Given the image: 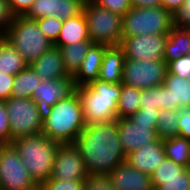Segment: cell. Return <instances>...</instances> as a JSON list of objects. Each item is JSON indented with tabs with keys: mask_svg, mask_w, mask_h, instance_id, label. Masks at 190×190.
Listing matches in <instances>:
<instances>
[{
	"mask_svg": "<svg viewBox=\"0 0 190 190\" xmlns=\"http://www.w3.org/2000/svg\"><path fill=\"white\" fill-rule=\"evenodd\" d=\"M99 6L110 12L124 16L132 8L131 0H93Z\"/></svg>",
	"mask_w": 190,
	"mask_h": 190,
	"instance_id": "38",
	"label": "cell"
},
{
	"mask_svg": "<svg viewBox=\"0 0 190 190\" xmlns=\"http://www.w3.org/2000/svg\"><path fill=\"white\" fill-rule=\"evenodd\" d=\"M87 177L88 173L77 147L73 143L60 144L50 178L84 181Z\"/></svg>",
	"mask_w": 190,
	"mask_h": 190,
	"instance_id": "12",
	"label": "cell"
},
{
	"mask_svg": "<svg viewBox=\"0 0 190 190\" xmlns=\"http://www.w3.org/2000/svg\"><path fill=\"white\" fill-rule=\"evenodd\" d=\"M108 175L115 190H154L151 176L135 169L127 161Z\"/></svg>",
	"mask_w": 190,
	"mask_h": 190,
	"instance_id": "17",
	"label": "cell"
},
{
	"mask_svg": "<svg viewBox=\"0 0 190 190\" xmlns=\"http://www.w3.org/2000/svg\"><path fill=\"white\" fill-rule=\"evenodd\" d=\"M190 45V44H189ZM188 55L190 56V46H189V49H188Z\"/></svg>",
	"mask_w": 190,
	"mask_h": 190,
	"instance_id": "48",
	"label": "cell"
},
{
	"mask_svg": "<svg viewBox=\"0 0 190 190\" xmlns=\"http://www.w3.org/2000/svg\"><path fill=\"white\" fill-rule=\"evenodd\" d=\"M178 136L190 140V106H180L177 108Z\"/></svg>",
	"mask_w": 190,
	"mask_h": 190,
	"instance_id": "39",
	"label": "cell"
},
{
	"mask_svg": "<svg viewBox=\"0 0 190 190\" xmlns=\"http://www.w3.org/2000/svg\"><path fill=\"white\" fill-rule=\"evenodd\" d=\"M30 67L42 80H61L70 77L64 68L61 50L56 46L42 54Z\"/></svg>",
	"mask_w": 190,
	"mask_h": 190,
	"instance_id": "20",
	"label": "cell"
},
{
	"mask_svg": "<svg viewBox=\"0 0 190 190\" xmlns=\"http://www.w3.org/2000/svg\"><path fill=\"white\" fill-rule=\"evenodd\" d=\"M15 17L8 0H0V36L6 33Z\"/></svg>",
	"mask_w": 190,
	"mask_h": 190,
	"instance_id": "41",
	"label": "cell"
},
{
	"mask_svg": "<svg viewBox=\"0 0 190 190\" xmlns=\"http://www.w3.org/2000/svg\"><path fill=\"white\" fill-rule=\"evenodd\" d=\"M164 153L174 163L190 168V140L175 136L162 140Z\"/></svg>",
	"mask_w": 190,
	"mask_h": 190,
	"instance_id": "26",
	"label": "cell"
},
{
	"mask_svg": "<svg viewBox=\"0 0 190 190\" xmlns=\"http://www.w3.org/2000/svg\"><path fill=\"white\" fill-rule=\"evenodd\" d=\"M184 0H161V6L171 15L183 4Z\"/></svg>",
	"mask_w": 190,
	"mask_h": 190,
	"instance_id": "46",
	"label": "cell"
},
{
	"mask_svg": "<svg viewBox=\"0 0 190 190\" xmlns=\"http://www.w3.org/2000/svg\"><path fill=\"white\" fill-rule=\"evenodd\" d=\"M168 34H142L122 37L120 46L128 59L146 61L163 59Z\"/></svg>",
	"mask_w": 190,
	"mask_h": 190,
	"instance_id": "11",
	"label": "cell"
},
{
	"mask_svg": "<svg viewBox=\"0 0 190 190\" xmlns=\"http://www.w3.org/2000/svg\"><path fill=\"white\" fill-rule=\"evenodd\" d=\"M124 50L120 45L105 49L98 80L107 83H122L125 61Z\"/></svg>",
	"mask_w": 190,
	"mask_h": 190,
	"instance_id": "21",
	"label": "cell"
},
{
	"mask_svg": "<svg viewBox=\"0 0 190 190\" xmlns=\"http://www.w3.org/2000/svg\"><path fill=\"white\" fill-rule=\"evenodd\" d=\"M75 89L81 99L86 125L106 123L117 119L116 111L121 93V83L95 80Z\"/></svg>",
	"mask_w": 190,
	"mask_h": 190,
	"instance_id": "4",
	"label": "cell"
},
{
	"mask_svg": "<svg viewBox=\"0 0 190 190\" xmlns=\"http://www.w3.org/2000/svg\"><path fill=\"white\" fill-rule=\"evenodd\" d=\"M85 0H35L24 17L37 20L55 17L66 21L83 11Z\"/></svg>",
	"mask_w": 190,
	"mask_h": 190,
	"instance_id": "14",
	"label": "cell"
},
{
	"mask_svg": "<svg viewBox=\"0 0 190 190\" xmlns=\"http://www.w3.org/2000/svg\"><path fill=\"white\" fill-rule=\"evenodd\" d=\"M4 103L9 118L11 142L19 137L42 133L43 120L40 118L34 100L11 96Z\"/></svg>",
	"mask_w": 190,
	"mask_h": 190,
	"instance_id": "8",
	"label": "cell"
},
{
	"mask_svg": "<svg viewBox=\"0 0 190 190\" xmlns=\"http://www.w3.org/2000/svg\"><path fill=\"white\" fill-rule=\"evenodd\" d=\"M165 158L162 140L158 138L131 152L126 156V161L135 169L151 176Z\"/></svg>",
	"mask_w": 190,
	"mask_h": 190,
	"instance_id": "18",
	"label": "cell"
},
{
	"mask_svg": "<svg viewBox=\"0 0 190 190\" xmlns=\"http://www.w3.org/2000/svg\"><path fill=\"white\" fill-rule=\"evenodd\" d=\"M140 109H160L161 85L141 90Z\"/></svg>",
	"mask_w": 190,
	"mask_h": 190,
	"instance_id": "33",
	"label": "cell"
},
{
	"mask_svg": "<svg viewBox=\"0 0 190 190\" xmlns=\"http://www.w3.org/2000/svg\"><path fill=\"white\" fill-rule=\"evenodd\" d=\"M3 37L19 52L28 66L53 47L37 21L24 16L15 17Z\"/></svg>",
	"mask_w": 190,
	"mask_h": 190,
	"instance_id": "5",
	"label": "cell"
},
{
	"mask_svg": "<svg viewBox=\"0 0 190 190\" xmlns=\"http://www.w3.org/2000/svg\"><path fill=\"white\" fill-rule=\"evenodd\" d=\"M160 109H139L128 117L135 125L157 126Z\"/></svg>",
	"mask_w": 190,
	"mask_h": 190,
	"instance_id": "35",
	"label": "cell"
},
{
	"mask_svg": "<svg viewBox=\"0 0 190 190\" xmlns=\"http://www.w3.org/2000/svg\"><path fill=\"white\" fill-rule=\"evenodd\" d=\"M154 190H190V168H186L177 178L160 179V186Z\"/></svg>",
	"mask_w": 190,
	"mask_h": 190,
	"instance_id": "31",
	"label": "cell"
},
{
	"mask_svg": "<svg viewBox=\"0 0 190 190\" xmlns=\"http://www.w3.org/2000/svg\"><path fill=\"white\" fill-rule=\"evenodd\" d=\"M42 82L38 74L28 66L14 76L12 97L32 99L34 89Z\"/></svg>",
	"mask_w": 190,
	"mask_h": 190,
	"instance_id": "25",
	"label": "cell"
},
{
	"mask_svg": "<svg viewBox=\"0 0 190 190\" xmlns=\"http://www.w3.org/2000/svg\"><path fill=\"white\" fill-rule=\"evenodd\" d=\"M14 76L0 73V102H5L12 95Z\"/></svg>",
	"mask_w": 190,
	"mask_h": 190,
	"instance_id": "43",
	"label": "cell"
},
{
	"mask_svg": "<svg viewBox=\"0 0 190 190\" xmlns=\"http://www.w3.org/2000/svg\"><path fill=\"white\" fill-rule=\"evenodd\" d=\"M180 106H190V83L185 78L167 72L161 85L160 110H177Z\"/></svg>",
	"mask_w": 190,
	"mask_h": 190,
	"instance_id": "16",
	"label": "cell"
},
{
	"mask_svg": "<svg viewBox=\"0 0 190 190\" xmlns=\"http://www.w3.org/2000/svg\"><path fill=\"white\" fill-rule=\"evenodd\" d=\"M83 13L92 43L107 46L120 45L122 41V16L110 12L93 0H85Z\"/></svg>",
	"mask_w": 190,
	"mask_h": 190,
	"instance_id": "6",
	"label": "cell"
},
{
	"mask_svg": "<svg viewBox=\"0 0 190 190\" xmlns=\"http://www.w3.org/2000/svg\"><path fill=\"white\" fill-rule=\"evenodd\" d=\"M73 144L81 155L88 175H108L126 161L116 120L86 125Z\"/></svg>",
	"mask_w": 190,
	"mask_h": 190,
	"instance_id": "1",
	"label": "cell"
},
{
	"mask_svg": "<svg viewBox=\"0 0 190 190\" xmlns=\"http://www.w3.org/2000/svg\"><path fill=\"white\" fill-rule=\"evenodd\" d=\"M91 41H81L68 46L60 47L64 68L70 76H73L79 69L83 58L88 53Z\"/></svg>",
	"mask_w": 190,
	"mask_h": 190,
	"instance_id": "28",
	"label": "cell"
},
{
	"mask_svg": "<svg viewBox=\"0 0 190 190\" xmlns=\"http://www.w3.org/2000/svg\"><path fill=\"white\" fill-rule=\"evenodd\" d=\"M85 127L81 99L75 89L52 106V112L43 121L42 134L60 144L74 143Z\"/></svg>",
	"mask_w": 190,
	"mask_h": 190,
	"instance_id": "2",
	"label": "cell"
},
{
	"mask_svg": "<svg viewBox=\"0 0 190 190\" xmlns=\"http://www.w3.org/2000/svg\"><path fill=\"white\" fill-rule=\"evenodd\" d=\"M185 169L186 167L174 163L169 158H165L151 175L153 187L155 188L160 186V179H172L179 177V174Z\"/></svg>",
	"mask_w": 190,
	"mask_h": 190,
	"instance_id": "30",
	"label": "cell"
},
{
	"mask_svg": "<svg viewBox=\"0 0 190 190\" xmlns=\"http://www.w3.org/2000/svg\"><path fill=\"white\" fill-rule=\"evenodd\" d=\"M36 21L42 33L54 44L59 37L63 21L55 17H44Z\"/></svg>",
	"mask_w": 190,
	"mask_h": 190,
	"instance_id": "32",
	"label": "cell"
},
{
	"mask_svg": "<svg viewBox=\"0 0 190 190\" xmlns=\"http://www.w3.org/2000/svg\"><path fill=\"white\" fill-rule=\"evenodd\" d=\"M35 0H8L14 15L24 16Z\"/></svg>",
	"mask_w": 190,
	"mask_h": 190,
	"instance_id": "44",
	"label": "cell"
},
{
	"mask_svg": "<svg viewBox=\"0 0 190 190\" xmlns=\"http://www.w3.org/2000/svg\"><path fill=\"white\" fill-rule=\"evenodd\" d=\"M28 65L19 52L0 36V73L15 76Z\"/></svg>",
	"mask_w": 190,
	"mask_h": 190,
	"instance_id": "24",
	"label": "cell"
},
{
	"mask_svg": "<svg viewBox=\"0 0 190 190\" xmlns=\"http://www.w3.org/2000/svg\"><path fill=\"white\" fill-rule=\"evenodd\" d=\"M11 144L17 150L32 179L40 187L51 177L60 143L41 133L19 137L12 140Z\"/></svg>",
	"mask_w": 190,
	"mask_h": 190,
	"instance_id": "3",
	"label": "cell"
},
{
	"mask_svg": "<svg viewBox=\"0 0 190 190\" xmlns=\"http://www.w3.org/2000/svg\"><path fill=\"white\" fill-rule=\"evenodd\" d=\"M38 188L13 145H3L0 152V190H37Z\"/></svg>",
	"mask_w": 190,
	"mask_h": 190,
	"instance_id": "9",
	"label": "cell"
},
{
	"mask_svg": "<svg viewBox=\"0 0 190 190\" xmlns=\"http://www.w3.org/2000/svg\"><path fill=\"white\" fill-rule=\"evenodd\" d=\"M168 72L185 78L190 75V56L184 55L168 64Z\"/></svg>",
	"mask_w": 190,
	"mask_h": 190,
	"instance_id": "40",
	"label": "cell"
},
{
	"mask_svg": "<svg viewBox=\"0 0 190 190\" xmlns=\"http://www.w3.org/2000/svg\"><path fill=\"white\" fill-rule=\"evenodd\" d=\"M168 65L163 59L138 61L125 58L122 83L137 89L163 85Z\"/></svg>",
	"mask_w": 190,
	"mask_h": 190,
	"instance_id": "10",
	"label": "cell"
},
{
	"mask_svg": "<svg viewBox=\"0 0 190 190\" xmlns=\"http://www.w3.org/2000/svg\"><path fill=\"white\" fill-rule=\"evenodd\" d=\"M172 24L176 28L190 30V0H184L183 4L172 14Z\"/></svg>",
	"mask_w": 190,
	"mask_h": 190,
	"instance_id": "37",
	"label": "cell"
},
{
	"mask_svg": "<svg viewBox=\"0 0 190 190\" xmlns=\"http://www.w3.org/2000/svg\"><path fill=\"white\" fill-rule=\"evenodd\" d=\"M107 45L93 43L83 58L77 72L72 76L75 88L98 80L103 55Z\"/></svg>",
	"mask_w": 190,
	"mask_h": 190,
	"instance_id": "19",
	"label": "cell"
},
{
	"mask_svg": "<svg viewBox=\"0 0 190 190\" xmlns=\"http://www.w3.org/2000/svg\"><path fill=\"white\" fill-rule=\"evenodd\" d=\"M2 146H3V144L0 143V152H1V150H2Z\"/></svg>",
	"mask_w": 190,
	"mask_h": 190,
	"instance_id": "49",
	"label": "cell"
},
{
	"mask_svg": "<svg viewBox=\"0 0 190 190\" xmlns=\"http://www.w3.org/2000/svg\"><path fill=\"white\" fill-rule=\"evenodd\" d=\"M172 27V15L163 6L132 7L122 17V37L168 34Z\"/></svg>",
	"mask_w": 190,
	"mask_h": 190,
	"instance_id": "7",
	"label": "cell"
},
{
	"mask_svg": "<svg viewBox=\"0 0 190 190\" xmlns=\"http://www.w3.org/2000/svg\"><path fill=\"white\" fill-rule=\"evenodd\" d=\"M81 41H90L87 22L83 11L63 21L59 37L53 46L60 48Z\"/></svg>",
	"mask_w": 190,
	"mask_h": 190,
	"instance_id": "22",
	"label": "cell"
},
{
	"mask_svg": "<svg viewBox=\"0 0 190 190\" xmlns=\"http://www.w3.org/2000/svg\"><path fill=\"white\" fill-rule=\"evenodd\" d=\"M186 80L190 83V75L186 77Z\"/></svg>",
	"mask_w": 190,
	"mask_h": 190,
	"instance_id": "47",
	"label": "cell"
},
{
	"mask_svg": "<svg viewBox=\"0 0 190 190\" xmlns=\"http://www.w3.org/2000/svg\"><path fill=\"white\" fill-rule=\"evenodd\" d=\"M41 190H84V181L58 180L49 178L41 186Z\"/></svg>",
	"mask_w": 190,
	"mask_h": 190,
	"instance_id": "34",
	"label": "cell"
},
{
	"mask_svg": "<svg viewBox=\"0 0 190 190\" xmlns=\"http://www.w3.org/2000/svg\"><path fill=\"white\" fill-rule=\"evenodd\" d=\"M132 7L153 8L161 6V0H131Z\"/></svg>",
	"mask_w": 190,
	"mask_h": 190,
	"instance_id": "45",
	"label": "cell"
},
{
	"mask_svg": "<svg viewBox=\"0 0 190 190\" xmlns=\"http://www.w3.org/2000/svg\"><path fill=\"white\" fill-rule=\"evenodd\" d=\"M190 44V30L172 27L168 33L163 60L168 65L170 62L188 55Z\"/></svg>",
	"mask_w": 190,
	"mask_h": 190,
	"instance_id": "23",
	"label": "cell"
},
{
	"mask_svg": "<svg viewBox=\"0 0 190 190\" xmlns=\"http://www.w3.org/2000/svg\"><path fill=\"white\" fill-rule=\"evenodd\" d=\"M116 121L119 141L125 156L158 139L156 126L135 125L129 118L116 119Z\"/></svg>",
	"mask_w": 190,
	"mask_h": 190,
	"instance_id": "15",
	"label": "cell"
},
{
	"mask_svg": "<svg viewBox=\"0 0 190 190\" xmlns=\"http://www.w3.org/2000/svg\"><path fill=\"white\" fill-rule=\"evenodd\" d=\"M75 90L72 76L61 80H42L34 89V100L40 118L44 121L52 112V106Z\"/></svg>",
	"mask_w": 190,
	"mask_h": 190,
	"instance_id": "13",
	"label": "cell"
},
{
	"mask_svg": "<svg viewBox=\"0 0 190 190\" xmlns=\"http://www.w3.org/2000/svg\"><path fill=\"white\" fill-rule=\"evenodd\" d=\"M84 190H115L109 175H88L84 180Z\"/></svg>",
	"mask_w": 190,
	"mask_h": 190,
	"instance_id": "36",
	"label": "cell"
},
{
	"mask_svg": "<svg viewBox=\"0 0 190 190\" xmlns=\"http://www.w3.org/2000/svg\"><path fill=\"white\" fill-rule=\"evenodd\" d=\"M0 143L11 144V134L7 108L4 102H0Z\"/></svg>",
	"mask_w": 190,
	"mask_h": 190,
	"instance_id": "42",
	"label": "cell"
},
{
	"mask_svg": "<svg viewBox=\"0 0 190 190\" xmlns=\"http://www.w3.org/2000/svg\"><path fill=\"white\" fill-rule=\"evenodd\" d=\"M141 89L121 83L120 98L117 103V119L128 118L140 109Z\"/></svg>",
	"mask_w": 190,
	"mask_h": 190,
	"instance_id": "27",
	"label": "cell"
},
{
	"mask_svg": "<svg viewBox=\"0 0 190 190\" xmlns=\"http://www.w3.org/2000/svg\"><path fill=\"white\" fill-rule=\"evenodd\" d=\"M178 119L177 110L161 109L157 119V137L165 140L178 136Z\"/></svg>",
	"mask_w": 190,
	"mask_h": 190,
	"instance_id": "29",
	"label": "cell"
}]
</instances>
